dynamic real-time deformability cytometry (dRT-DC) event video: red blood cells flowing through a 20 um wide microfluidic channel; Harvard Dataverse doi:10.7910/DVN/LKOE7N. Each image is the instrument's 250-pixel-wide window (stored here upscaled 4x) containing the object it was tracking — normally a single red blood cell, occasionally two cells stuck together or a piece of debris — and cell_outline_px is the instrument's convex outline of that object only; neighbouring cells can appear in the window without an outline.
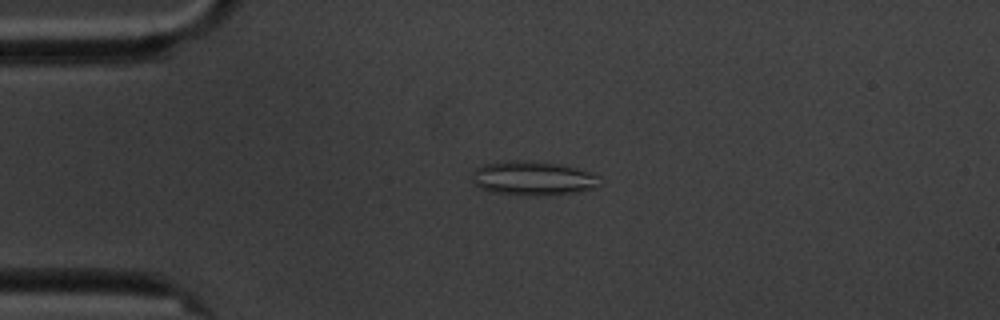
{"species": "common noctule bat (a hibernating species)", "species_latin": "Nyctalus noctula", "temperature_condition": "cold", "stored_images_in_passage": 1, "camera_frame_rate_fps": 3000, "um_per_image_px": 0.085, "animal": {"sex": "male", "body_mass_g": 20.1, "forearm_length_mm": 53.5}, "frame": {"image": 1, "passage_image": 1, "time_ms": 0.0, "image_size_px": [1000, 320], "cell_outline_px": [[600, 184], [592, 188], [580, 192], [536, 196], [524, 196], [492, 192], [480, 188], [472, 180], [472, 172], [476, 168], [484, 164], [504, 160], [532, 160], [564, 164], [600, 176]], "centroid_in_image_um": [45.29, 15.14], "position_along_channel_um": 39.7, "area_um2": 25.89}}